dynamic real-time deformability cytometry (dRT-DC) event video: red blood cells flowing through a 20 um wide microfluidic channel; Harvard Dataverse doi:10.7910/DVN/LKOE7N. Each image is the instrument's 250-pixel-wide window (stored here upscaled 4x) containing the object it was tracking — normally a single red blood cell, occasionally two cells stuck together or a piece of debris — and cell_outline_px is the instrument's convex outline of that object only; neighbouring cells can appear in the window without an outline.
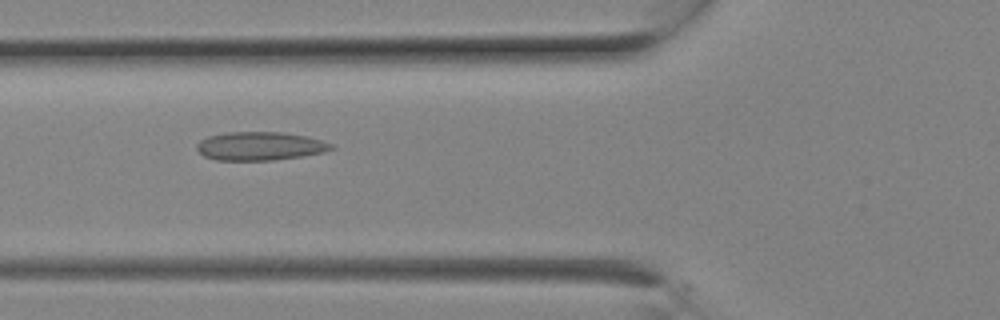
{"species": "Egyptian fruit bat (a non-hibernating species)", "species_latin": "Rousettus aegyptiacus", "temperature_condition": "room temperature", "stored_images_in_passage": 7, "camera_frame_rate_fps": 3000, "um_per_image_px": 0.085, "animal": {"sex": "female"}, "frame": {"image": 1, "passage_image": 6, "time_ms": 1.667, "image_size_px": [1000, 320], "cell_outline_px": [[336, 148], [324, 152], [304, 156], [272, 160], [216, 160], [204, 156], [196, 148], [196, 144], [200, 140], [208, 136], [228, 132], [284, 132], [308, 136], [332, 144]], "centroid_in_image_um": [22.11, 12.41], "position_along_channel_um": 103.7, "area_um2": 22.43}}
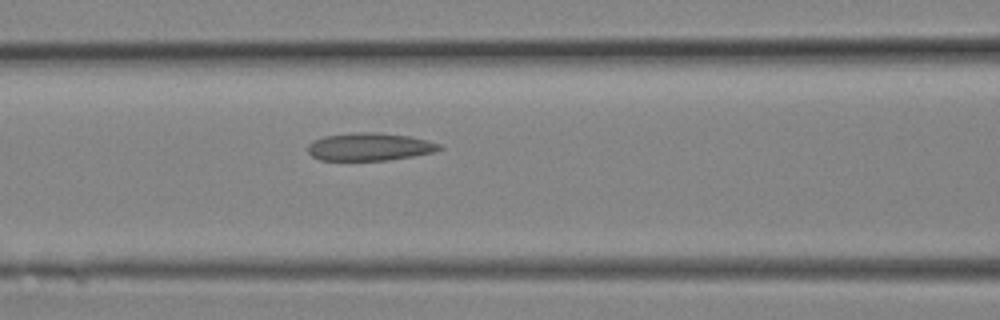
{"frame": {"image": 2, "passage_image": 7, "time_ms": 2.0, "image_size_px": [1000, 320], "cell_outline_px": [[444, 148], [432, 152], [412, 156], [388, 160], [320, 160], [312, 156], [308, 152], [308, 144], [312, 140], [324, 136], [352, 132], [376, 132], [408, 136], [440, 144]], "centroid_in_image_um": [31.36, 12.47], "position_along_channel_um": 135.2, "area_um2": 21.21}}